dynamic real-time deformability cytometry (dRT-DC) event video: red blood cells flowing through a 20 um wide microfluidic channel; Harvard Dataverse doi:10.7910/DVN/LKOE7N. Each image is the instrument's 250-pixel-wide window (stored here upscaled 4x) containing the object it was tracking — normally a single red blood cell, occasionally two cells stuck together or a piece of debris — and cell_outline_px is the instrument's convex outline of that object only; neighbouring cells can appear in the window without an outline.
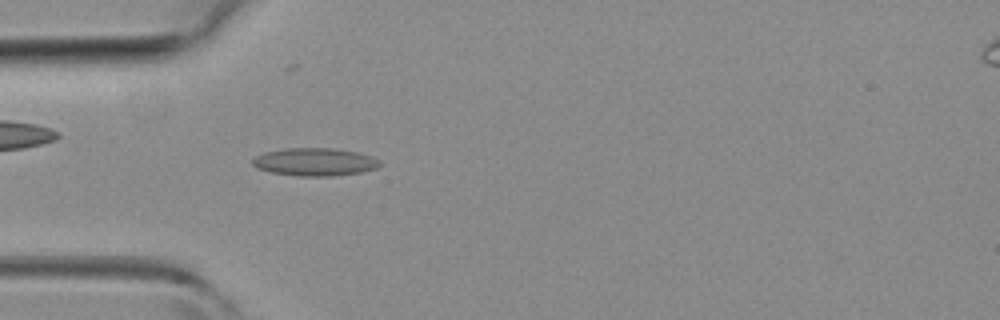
{"species": "common noctule bat (a hibernating species)", "species_latin": "Nyctalus noctula", "temperature_condition": "room temperature", "stored_images_in_passage": 44, "camera_frame_rate_fps": 3000, "um_per_image_px": 0.085, "animal": {"sex": "female", "body_mass_g": 19.3, "forearm_length_mm": 54.1}, "frame": {"image": 1, "passage_image": 12, "time_ms": 3.667, "image_size_px": [1000, 320], "cell_outline_px": [[380, 164], [376, 168], [360, 172], [332, 176], [300, 176], [272, 172], [256, 168], [252, 164], [252, 160], [256, 156], [264, 152], [284, 148], [332, 148], [360, 152], [372, 156], [380, 160]], "centroid_in_image_um": [26.76, 13.75], "position_along_channel_um": 58.2, "area_um2": 20.69}}
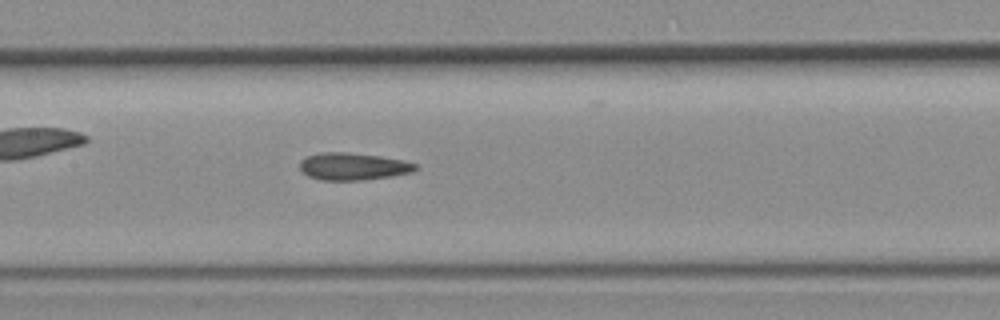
{"frame": {"image": 2, "passage_image": 20, "time_ms": 6.333, "image_size_px": [1000, 320], "cell_outline_px": [[420, 168], [412, 172], [392, 176], [364, 180], [320, 180], [308, 176], [300, 168], [300, 160], [308, 156], [320, 152], [348, 152], [380, 156], [404, 160], [416, 164]], "centroid_in_image_um": [30.04, 14.14], "position_along_channel_um": 177.4, "area_um2": 18.5}}
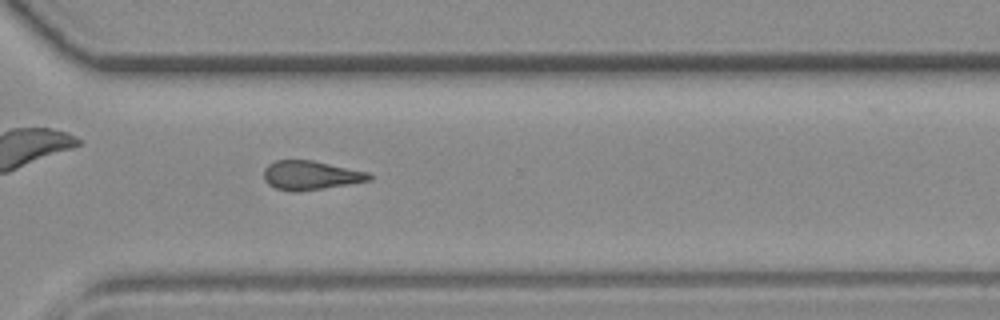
{"frame": {"image": 3, "passage_image": 31, "time_ms": 10.0, "image_size_px": [1000, 320], "cell_outline_px": [[372, 180], [324, 188], [296, 192], [292, 192], [276, 188], [268, 184], [264, 180], [264, 168], [268, 164], [276, 160], [312, 160], [372, 172]], "centroid_in_image_um": [26.43, 14.89], "position_along_channel_um": 344.2, "area_um2": 18.03}}